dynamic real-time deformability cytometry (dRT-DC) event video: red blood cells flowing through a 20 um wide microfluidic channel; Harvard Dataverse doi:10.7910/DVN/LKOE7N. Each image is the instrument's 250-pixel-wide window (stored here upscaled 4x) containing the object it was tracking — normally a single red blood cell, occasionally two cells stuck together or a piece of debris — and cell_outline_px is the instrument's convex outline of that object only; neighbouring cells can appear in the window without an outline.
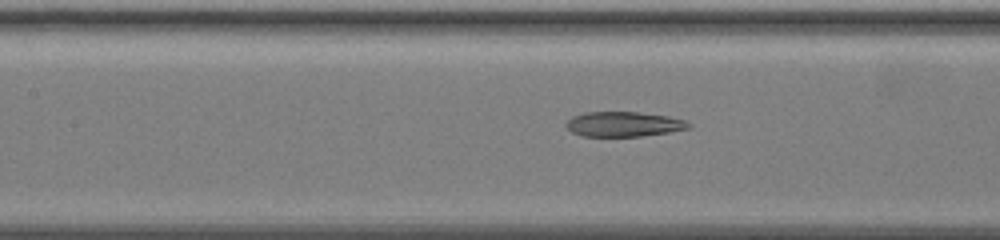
{"species": "common noctule bat (a hibernating species)", "species_latin": "Nyctalus noctula", "temperature_condition": "warm", "stored_images_in_passage": 75, "segment_of_instrument_passage": [2, 2], "camera_frame_rate_fps": 3000, "um_per_image_px": 0.085, "animal": {"sex": "female", "body_mass_g": 19.5, "forearm_length_mm": 54.1}, "frame": {"image": 1, "passage_image": 38, "time_ms": 12.333, "image_size_px": [1000, 240], "cell_outline_px": [[692, 124], [688, 128], [668, 132], [640, 136], [580, 136], [572, 132], [564, 124], [572, 116], [584, 112], [636, 112], [668, 116], [684, 120]], "centroid_in_image_um": [52.97, 10.55], "position_along_channel_um": 154.4, "area_um2": 17.69}}
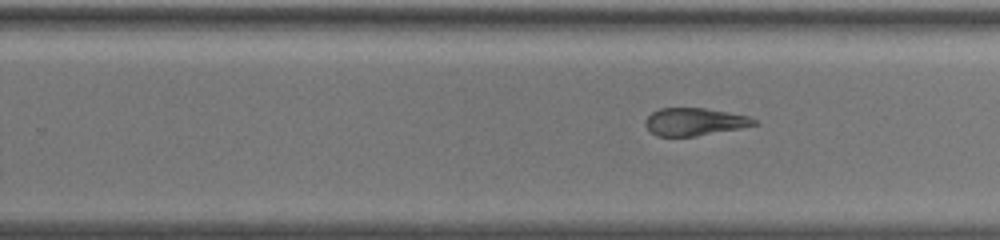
{"frame": {"image": 2, "passage_image": 50, "time_ms": 16.333, "image_size_px": [1000, 240], "cell_outline_px": [[760, 124], [740, 128], [696, 136], [656, 136], [644, 124], [644, 120], [652, 112], [660, 108], [704, 108], [748, 116], [756, 120]], "centroid_in_image_um": [59.02, 10.35], "position_along_channel_um": 270.8, "area_um2": 17.4}}
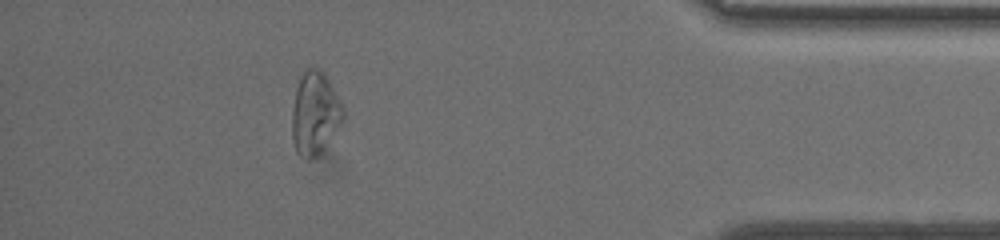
{"frame": {"image": 3, "passage_image": 68, "time_ms": 22.333, "image_size_px": [1000, 240], "cell_outline_px": [[344, 116], [340, 124], [320, 152], [312, 160], [308, 160], [300, 156], [296, 152], [292, 136], [292, 112], [296, 88], [300, 76], [308, 68], [316, 68], [324, 72], [344, 108]], "centroid_in_image_um": [26.75, 9.64], "position_along_channel_um": 408.5, "area_um2": 24.39}}